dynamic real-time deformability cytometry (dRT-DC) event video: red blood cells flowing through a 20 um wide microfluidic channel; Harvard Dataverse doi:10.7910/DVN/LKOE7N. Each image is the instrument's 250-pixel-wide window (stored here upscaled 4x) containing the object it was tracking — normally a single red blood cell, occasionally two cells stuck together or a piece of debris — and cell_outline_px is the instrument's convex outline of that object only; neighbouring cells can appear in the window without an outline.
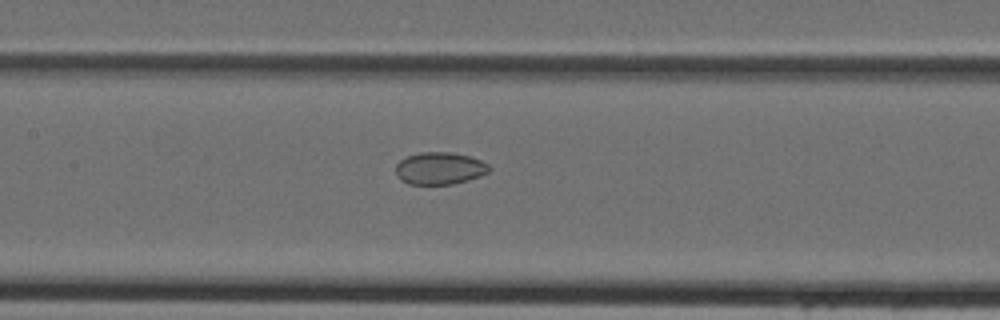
{"species": "Egyptian fruit bat (a non-hibernating species)", "species_latin": "Rousettus aegyptiacus", "temperature_condition": "cold", "stored_images_in_passage": 42, "camera_frame_rate_fps": 3000, "um_per_image_px": 0.085, "animal": {"sex": "female"}, "frame": {"image": 1, "passage_image": 18, "time_ms": 5.667, "image_size_px": [1000, 320], "cell_outline_px": [[492, 168], [488, 172], [480, 176], [468, 180], [452, 184], [408, 184], [400, 180], [396, 176], [396, 164], [400, 160], [408, 156], [420, 152], [448, 152], [468, 156], [480, 160], [488, 164]], "centroid_in_image_um": [37.36, 14.31], "position_along_channel_um": 170.0, "area_um2": 17.57}}
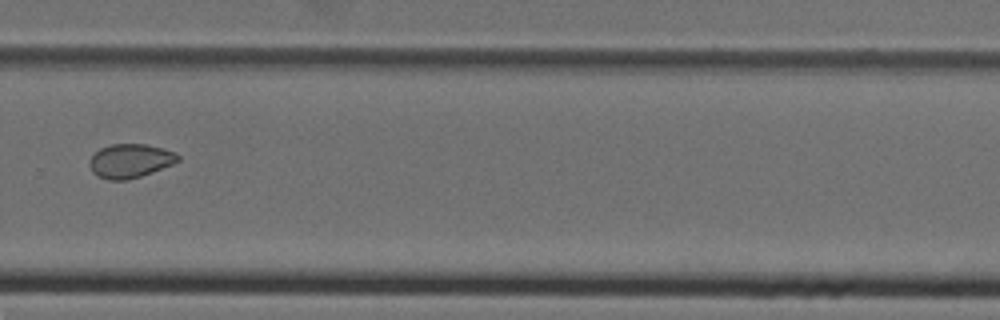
{"frame": {"image": 2, "passage_image": 28, "time_ms": 9.0, "image_size_px": [1000, 320], "cell_outline_px": [[180, 160], [172, 164], [152, 172], [128, 180], [108, 180], [96, 176], [92, 172], [88, 164], [88, 160], [100, 148], [112, 144], [144, 144], [164, 148], [176, 152], [180, 156]], "centroid_in_image_um": [11.05, 13.67], "position_along_channel_um": 318.8, "area_um2": 17.63}}
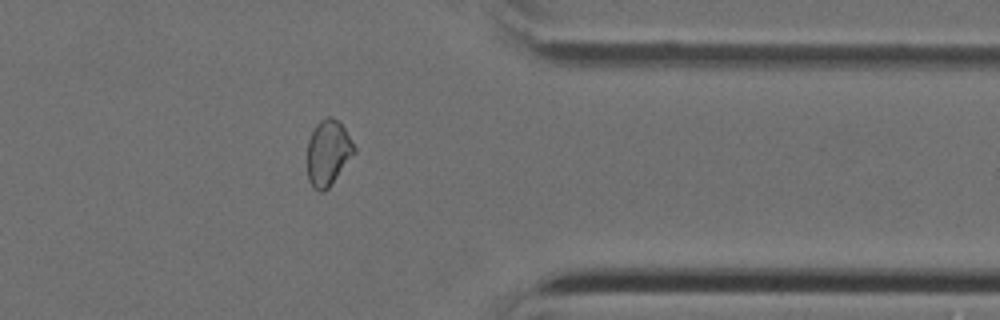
{"frame": {"image": 3, "passage_image": 33, "time_ms": 10.667, "image_size_px": [1000, 320], "cell_outline_px": [[356, 152], [328, 188], [324, 192], [320, 192], [312, 188], [308, 180], [308, 140], [316, 124], [320, 120], [328, 116], [340, 120], [356, 148]], "centroid_in_image_um": [27.89, 12.98], "position_along_channel_um": 383.5, "area_um2": 18.03}}